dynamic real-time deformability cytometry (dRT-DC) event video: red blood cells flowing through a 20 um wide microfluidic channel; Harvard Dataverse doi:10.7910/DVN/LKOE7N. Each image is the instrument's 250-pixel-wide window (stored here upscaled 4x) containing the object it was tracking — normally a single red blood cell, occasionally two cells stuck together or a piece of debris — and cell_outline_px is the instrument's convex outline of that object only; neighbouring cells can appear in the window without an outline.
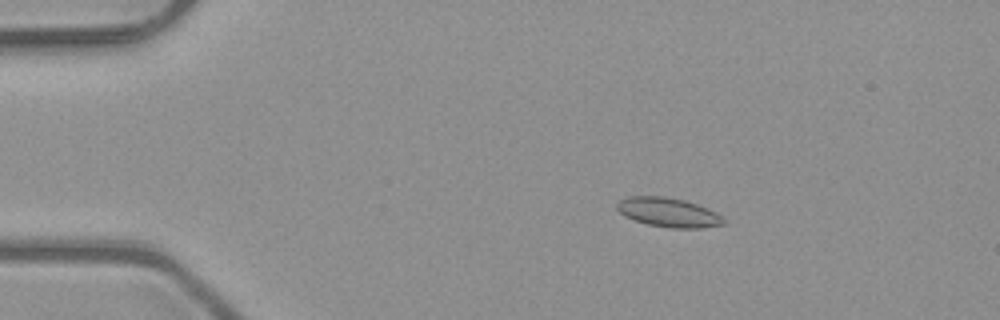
{"species": "common noctule bat (a hibernating species)", "species_latin": "Nyctalus noctula", "temperature_condition": "room temperature", "stored_images_in_passage": 6, "camera_frame_rate_fps": 3000, "um_per_image_px": 0.085, "animal": {"sex": "male", "body_mass_g": 23.1, "forearm_length_mm": 52.7}, "frame": {"image": 1, "passage_image": 3, "time_ms": 0.667, "image_size_px": [1000, 320], "cell_outline_px": [[728, 220], [724, 224], [700, 228], [672, 228], [648, 224], [624, 216], [616, 208], [616, 204], [620, 200], [628, 196], [664, 196], [684, 200], [708, 208], [716, 212]], "centroid_in_image_um": [56.84, 18.05], "position_along_channel_um": 28.2, "area_um2": 18.21}}
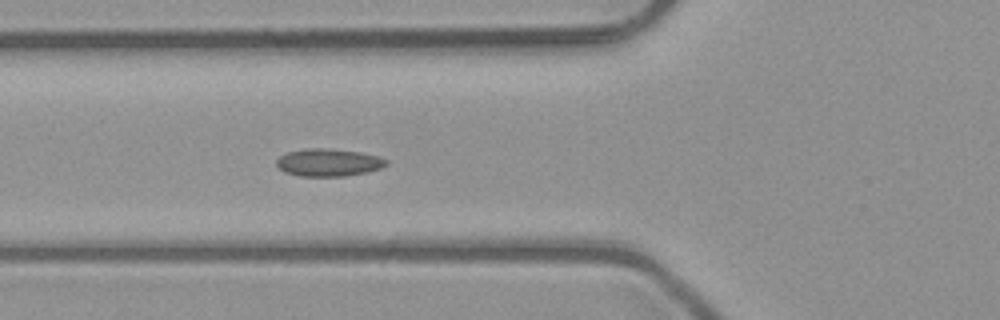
{"frame": {"image": 2, "passage_image": 6, "time_ms": 1.667, "image_size_px": [1000, 320], "cell_outline_px": [[388, 164], [380, 168], [368, 172], [344, 176], [300, 176], [284, 172], [276, 164], [276, 160], [280, 156], [288, 152], [304, 148], [328, 148], [360, 152], [376, 156], [388, 160]], "centroid_in_image_um": [27.91, 13.81], "position_along_channel_um": 97.9, "area_um2": 17.63}}